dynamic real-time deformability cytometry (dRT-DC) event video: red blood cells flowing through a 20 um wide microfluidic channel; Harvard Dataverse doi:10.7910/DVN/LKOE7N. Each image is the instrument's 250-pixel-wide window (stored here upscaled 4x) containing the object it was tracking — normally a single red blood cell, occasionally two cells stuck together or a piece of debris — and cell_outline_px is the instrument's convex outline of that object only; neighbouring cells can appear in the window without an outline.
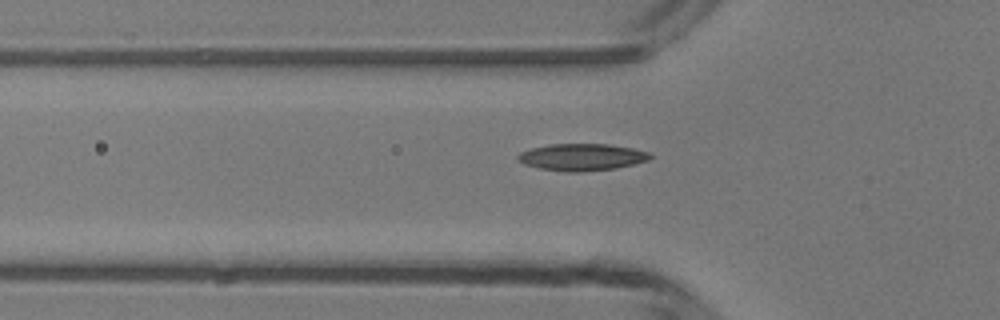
{"species": "common noctule bat (a hibernating species)", "species_latin": "Nyctalus noctula", "temperature_condition": "room temperature", "stored_images_in_passage": 36, "camera_frame_rate_fps": 3000, "um_per_image_px": 0.085, "animal": {"sex": "male", "body_mass_g": 13.3}, "frame": {"image": 1, "passage_image": 6, "time_ms": 1.667, "image_size_px": [1000, 320], "cell_outline_px": [[652, 156], [648, 160], [616, 168], [580, 172], [568, 172], [540, 168], [524, 164], [516, 156], [520, 152], [532, 148], [548, 144], [608, 144], [632, 148], [652, 152]], "centroid_in_image_um": [49.48, 13.35], "position_along_channel_um": 76.3, "area_um2": 20.69}}
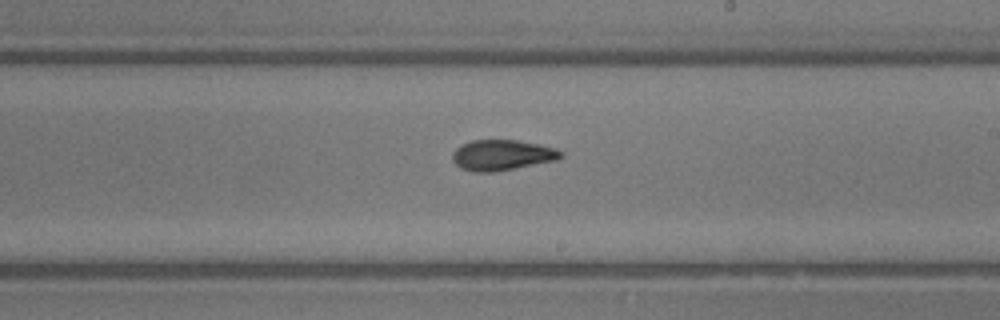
{"frame": {"image": 2, "passage_image": 18, "time_ms": 5.667, "image_size_px": [1000, 320], "cell_outline_px": [[564, 156], [556, 160], [496, 172], [472, 172], [460, 168], [452, 160], [452, 152], [460, 144], [472, 140], [516, 140], [540, 144], [556, 148], [564, 152]], "centroid_in_image_um": [42.67, 13.18], "position_along_channel_um": 246.3, "area_um2": 19.59}}
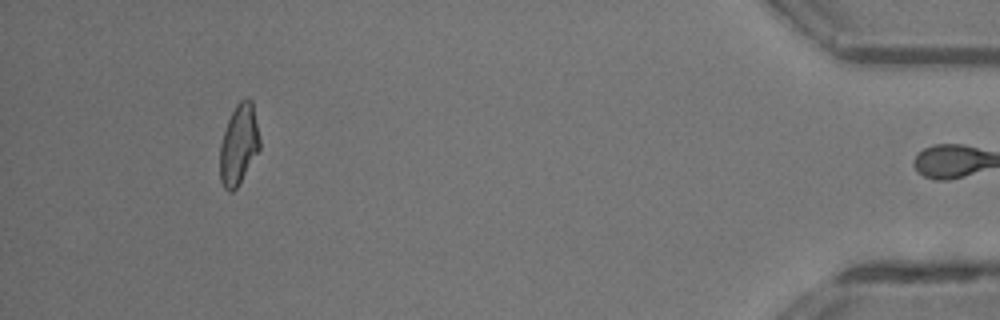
{"frame": {"image": 3, "passage_image": 35, "time_ms": 11.333, "image_size_px": [1000, 320], "cell_outline_px": [[260, 148], [236, 188], [232, 192], [228, 192], [224, 188], [220, 180], [220, 144], [228, 120], [236, 104], [244, 96], [248, 96], [252, 100], [260, 140]], "centroid_in_image_um": [20.29, 12.25], "position_along_channel_um": 414.9, "area_um2": 18.55}, "authors_computed_cell_mechanics": {"area_um2": 18.8428, "velocity_mm_per_s": 4.2293, "shape_relaxation_time_tau1_ms": 8.2858, "shape_relaxation_time_tau2_ms": 2.3423, "deformation_change_tau1": 0.223, "deformation_change_tau2": 0.0815}}